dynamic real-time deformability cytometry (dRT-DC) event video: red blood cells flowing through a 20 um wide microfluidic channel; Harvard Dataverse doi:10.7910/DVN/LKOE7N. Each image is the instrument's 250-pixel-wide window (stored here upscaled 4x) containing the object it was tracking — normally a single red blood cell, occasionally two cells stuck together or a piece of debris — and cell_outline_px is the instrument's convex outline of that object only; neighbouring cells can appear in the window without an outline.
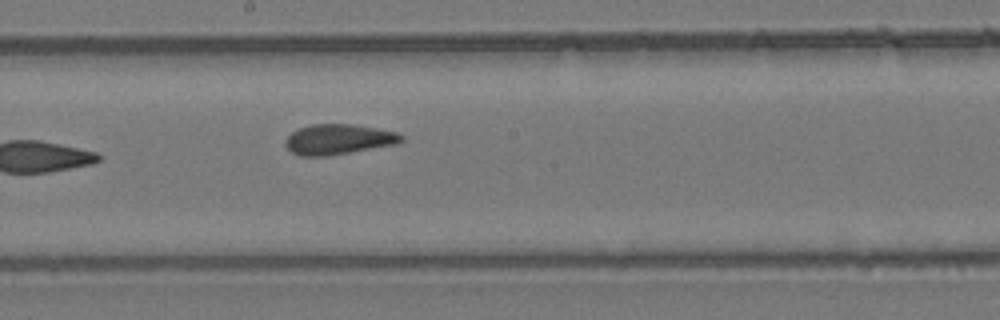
{"species": "common noctule bat (a hibernating species)", "species_latin": "Nyctalus noctula", "temperature_condition": "room temperature", "stored_images_in_passage": 9, "camera_frame_rate_fps": 3000, "um_per_image_px": 0.085, "animal": {"sex": "female", "body_mass_g": 24.6, "forearm_length_mm": 56.2}, "frame": {"image": 1, "passage_image": 9, "time_ms": 9.333, "image_size_px": [1000, 320], "cell_outline_px": [[404, 140], [396, 144], [324, 156], [300, 156], [292, 152], [284, 144], [284, 140], [292, 132], [300, 128], [312, 124], [356, 124], [396, 132], [404, 136]], "centroid_in_image_um": [28.76, 11.83], "position_along_channel_um": 219.4, "area_um2": 20.29}}